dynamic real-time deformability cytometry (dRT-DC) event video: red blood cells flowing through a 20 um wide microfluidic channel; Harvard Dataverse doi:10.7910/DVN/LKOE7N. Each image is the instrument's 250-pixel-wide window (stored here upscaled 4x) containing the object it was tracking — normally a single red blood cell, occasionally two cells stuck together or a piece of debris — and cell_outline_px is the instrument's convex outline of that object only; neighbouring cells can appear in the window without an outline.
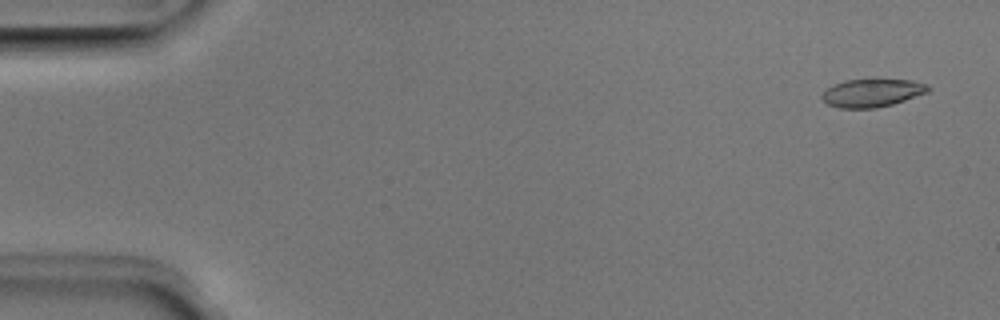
{"species": "Egyptian fruit bat (a non-hibernating species)", "species_latin": "Rousettus aegyptiacus", "temperature_condition": "room temperature", "stored_images_in_passage": 51, "camera_frame_rate_fps": 3000, "um_per_image_px": 0.085, "animal": {"sex": "male"}, "frame": {"image": 1, "passage_image": 3, "time_ms": 0.667, "image_size_px": [1000, 320], "cell_outline_px": [[932, 88], [928, 92], [892, 104], [876, 108], [840, 108], [828, 104], [820, 96], [828, 88], [844, 80], [876, 76], [912, 80], [928, 84]], "centroid_in_image_um": [74.18, 7.83], "position_along_channel_um": 10.8, "area_um2": 18.09}}
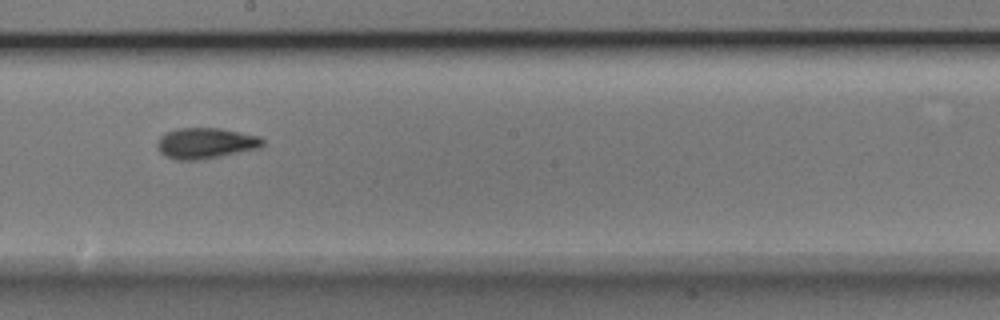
{"frame": {"image": 2, "passage_image": 29, "time_ms": 9.333, "image_size_px": [1000, 320], "cell_outline_px": [[264, 144], [260, 148], [220, 156], [196, 160], [176, 160], [164, 156], [156, 148], [156, 140], [164, 132], [176, 128], [220, 128], [260, 136], [264, 140]], "centroid_in_image_um": [17.43, 12.16], "position_along_channel_um": 230.8, "area_um2": 19.19}}
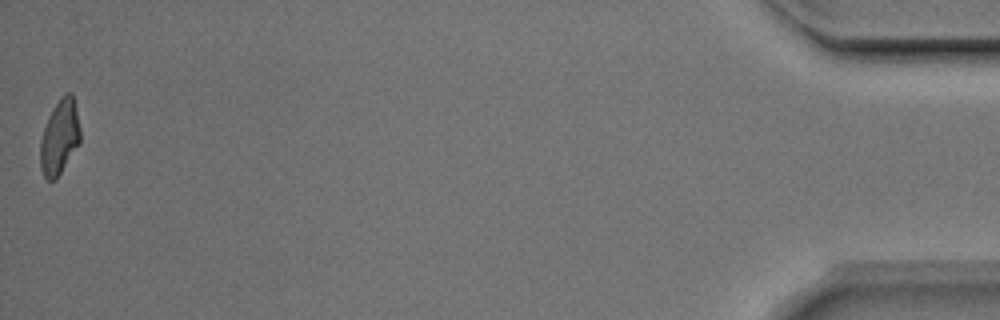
{"frame": {"image": 3, "passage_image": 51, "time_ms": 16.667, "image_size_px": [1000, 320], "cell_outline_px": [[80, 144], [56, 180], [48, 180], [44, 176], [40, 168], [40, 140], [48, 116], [52, 108], [60, 96], [64, 92], [72, 92], [80, 128]], "centroid_in_image_um": [5.06, 11.65], "position_along_channel_um": 430.1, "area_um2": 17.69}, "authors_computed_cell_mechanics": {"area_um2": 18.0336, "velocity_mm_per_s": 4.0087, "shape_relaxation_time_tau1_ms": 5.1993, "shape_relaxation_time_tau2_ms": 2.0999, "deformation_change_tau1": 0.1782, "deformation_change_tau2": 0.0929}}